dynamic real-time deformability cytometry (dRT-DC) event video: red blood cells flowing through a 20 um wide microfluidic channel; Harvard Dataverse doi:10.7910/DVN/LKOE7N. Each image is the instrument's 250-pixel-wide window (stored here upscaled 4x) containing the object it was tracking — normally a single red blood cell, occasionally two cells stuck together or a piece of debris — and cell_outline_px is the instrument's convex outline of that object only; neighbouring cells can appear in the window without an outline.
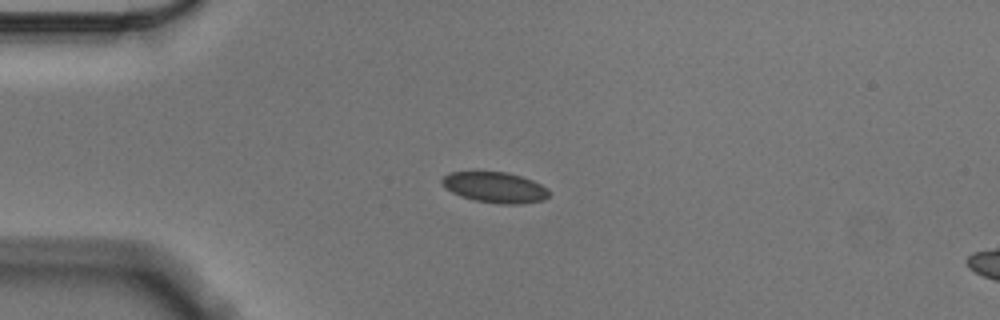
{"species": "Egyptian fruit bat (a non-hibernating species)", "species_latin": "Rousettus aegyptiacus", "temperature_condition": "cold", "stored_images_in_passage": 44, "camera_frame_rate_fps": 3000, "um_per_image_px": 0.085, "animal": {"sex": "male"}, "frame": {"image": 1, "passage_image": 1, "time_ms": 0.0, "image_size_px": [1000, 320], "cell_outline_px": [[548, 196], [544, 200], [524, 204], [500, 204], [472, 200], [460, 196], [452, 192], [440, 184], [440, 180], [448, 172], [508, 172], [532, 180], [548, 188]], "centroid_in_image_um": [42.05, 15.93], "position_along_channel_um": 42.9, "area_um2": 19.31}}
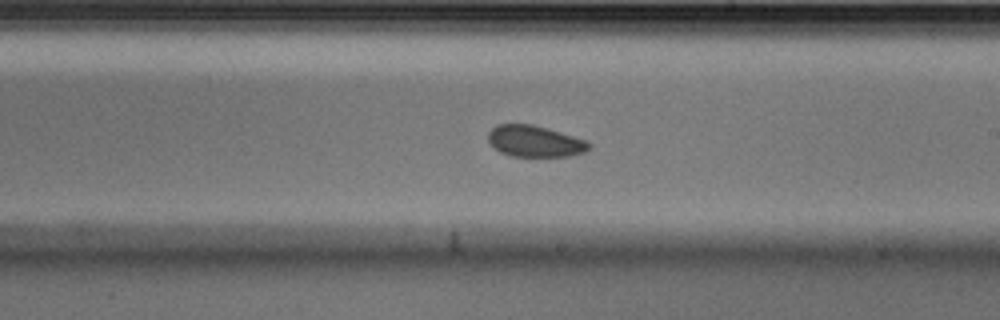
{"frame": {"image": 2, "passage_image": 20, "time_ms": 6.333, "image_size_px": [1000, 320], "cell_outline_px": [[592, 148], [584, 152], [572, 156], [512, 156], [500, 152], [488, 140], [488, 132], [496, 124], [532, 124], [588, 140], [592, 144]], "centroid_in_image_um": [45.5, 12.0], "position_along_channel_um": 243.5, "area_um2": 18.5}}
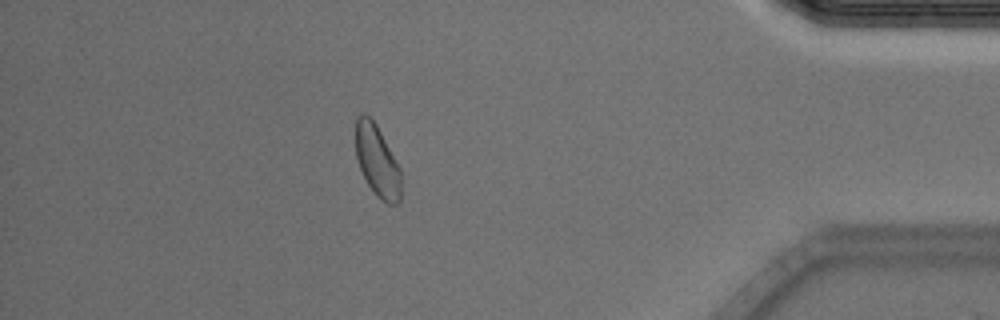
{"frame": {"image": 3, "passage_image": 37, "time_ms": 12.0, "image_size_px": [1000, 320], "cell_outline_px": [[400, 200], [396, 204], [388, 204], [380, 200], [376, 196], [368, 184], [360, 168], [356, 156], [356, 116], [360, 112], [364, 112], [376, 124], [400, 168]], "centroid_in_image_um": [32.05, 13.67], "position_along_channel_um": 403.2, "area_um2": 18.79}, "authors_computed_cell_mechanics": {"area_um2": 19.2763, "velocity_mm_per_s": 3.5263, "shape_relaxation_time_tau1_ms": 3.1547, "shape_relaxation_time_tau2_ms": 7.0588, "deformation_change_tau1": 0.0524, "deformation_change_tau2": 0.0934}}